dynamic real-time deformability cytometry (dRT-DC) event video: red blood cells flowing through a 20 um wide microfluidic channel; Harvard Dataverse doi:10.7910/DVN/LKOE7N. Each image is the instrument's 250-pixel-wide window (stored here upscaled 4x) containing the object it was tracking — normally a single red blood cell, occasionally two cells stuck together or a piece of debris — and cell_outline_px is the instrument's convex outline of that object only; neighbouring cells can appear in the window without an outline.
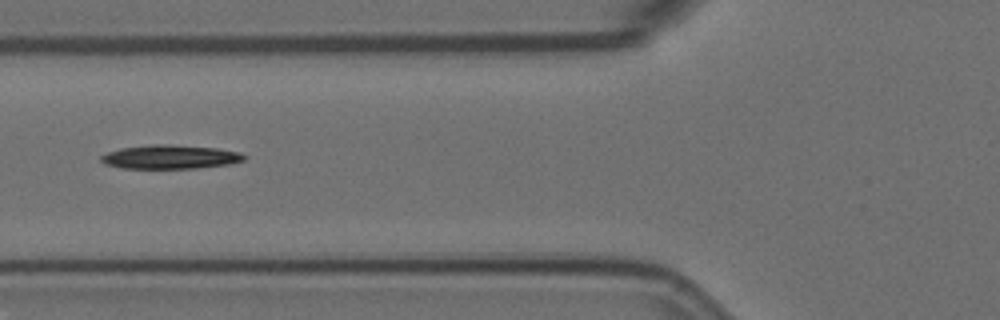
{"species": "Egyptian fruit bat (a non-hibernating species)", "species_latin": "Rousettus aegyptiacus", "temperature_condition": "room temperature", "stored_images_in_passage": 7, "camera_frame_rate_fps": 3000, "um_per_image_px": 0.085, "animal": {"sex": "female"}, "frame": {"image": 1, "passage_image": 3, "time_ms": 0.667, "image_size_px": [1000, 320], "cell_outline_px": [[248, 156], [244, 160], [228, 164], [196, 168], [120, 168], [104, 164], [100, 160], [100, 156], [108, 152], [120, 148], [152, 144], [168, 144], [216, 148], [240, 152]], "centroid_in_image_um": [14.44, 13.33], "position_along_channel_um": 111.4, "area_um2": 19.94}}
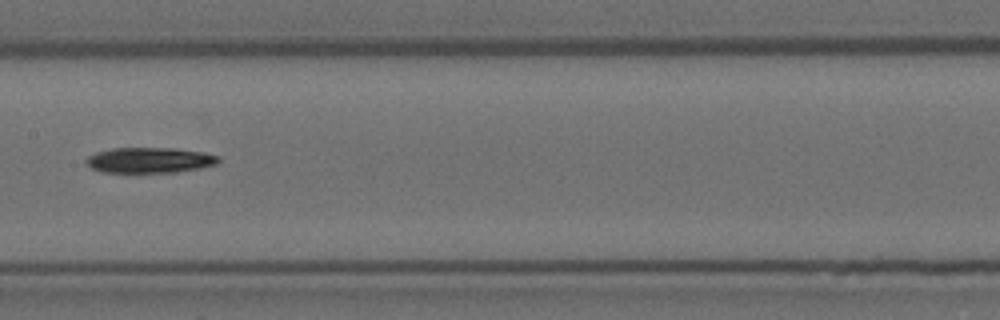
{"frame": {"image": 2, "passage_image": 5, "time_ms": 1.333, "image_size_px": [1000, 320], "cell_outline_px": [[220, 160], [216, 164], [200, 168], [176, 172], [100, 172], [92, 168], [84, 160], [88, 156], [96, 152], [112, 148], [176, 148], [204, 152], [220, 156]], "centroid_in_image_um": [12.73, 13.61], "position_along_channel_um": 194.7, "area_um2": 19.71}}
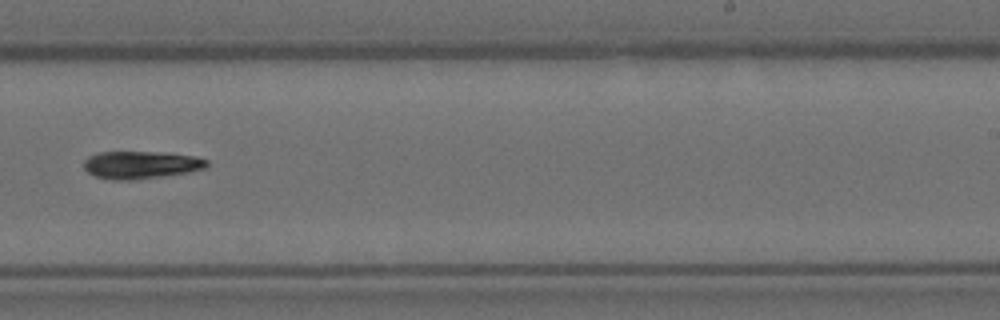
{"frame": {"image": 3, "passage_image": 7, "time_ms": 2.0, "image_size_px": [1000, 320], "cell_outline_px": [[208, 164], [204, 168], [188, 172], [132, 180], [112, 180], [96, 176], [88, 172], [84, 168], [84, 160], [88, 156], [100, 152], [160, 152], [196, 156], [208, 160]], "centroid_in_image_um": [11.96, 14.0], "position_along_channel_um": 277.0, "area_um2": 19.65}}